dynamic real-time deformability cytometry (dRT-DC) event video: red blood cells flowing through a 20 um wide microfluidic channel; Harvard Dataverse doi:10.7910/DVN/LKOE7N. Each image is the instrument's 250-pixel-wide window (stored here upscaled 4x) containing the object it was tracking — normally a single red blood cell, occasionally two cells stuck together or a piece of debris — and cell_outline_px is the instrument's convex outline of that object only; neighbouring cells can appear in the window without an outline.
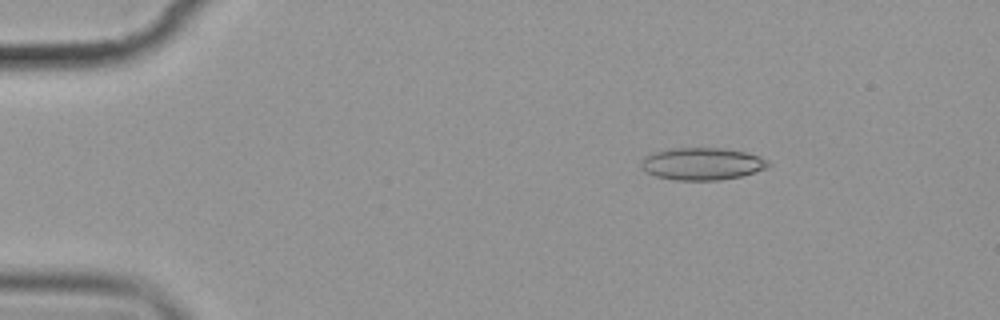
{"species": "common noctule bat (a hibernating species)", "species_latin": "Nyctalus noctula", "temperature_condition": "cold", "stored_images_in_passage": 5, "camera_frame_rate_fps": 3000, "um_per_image_px": 0.085, "animal": {"sex": "female", "body_mass_g": 19.9}, "frame": {"image": 1, "passage_image": 3, "time_ms": 2.333, "image_size_px": [1000, 320], "cell_outline_px": [[772, 164], [768, 168], [740, 176], [720, 180], [672, 180], [656, 176], [648, 172], [640, 164], [640, 160], [644, 156], [656, 152], [672, 148], [720, 148], [744, 152], [760, 156], [768, 160]], "centroid_in_image_um": [59.7, 13.93], "position_along_channel_um": 25.3, "area_um2": 23.87}}